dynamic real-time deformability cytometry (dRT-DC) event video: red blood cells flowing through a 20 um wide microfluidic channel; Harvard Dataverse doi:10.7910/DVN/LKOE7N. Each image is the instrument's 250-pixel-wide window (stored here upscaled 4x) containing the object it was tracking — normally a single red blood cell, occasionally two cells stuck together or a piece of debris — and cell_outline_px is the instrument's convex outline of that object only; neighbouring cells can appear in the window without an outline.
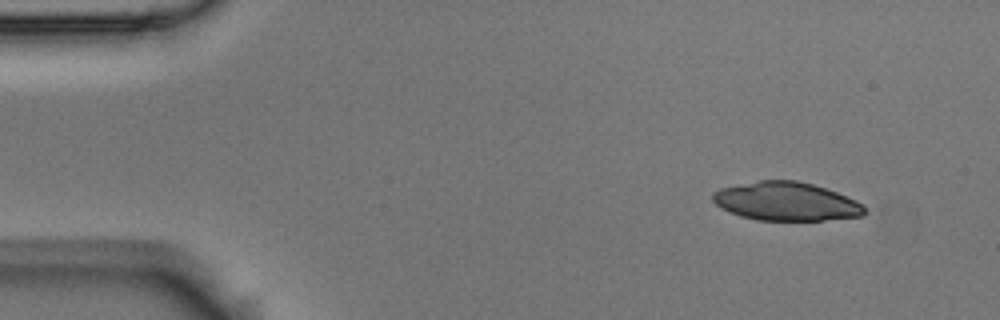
{"species": "Egyptian fruit bat (a non-hibernating species)", "species_latin": "Rousettus aegyptiacus", "temperature_condition": "room temperature", "stored_images_in_passage": 51, "camera_frame_rate_fps": 3000, "um_per_image_px": 0.085, "animal": {"sex": "male"}, "frame": {"image": 1, "passage_image": 1, "time_ms": 0.0, "image_size_px": [1000, 320], "cell_outline_px": [[864, 212], [860, 216], [824, 220], [756, 220], [740, 216], [720, 208], [712, 200], [712, 192], [720, 188], [760, 180], [796, 180], [812, 184], [836, 192], [856, 200], [864, 204]], "centroid_in_image_um": [66.78, 17.12], "position_along_channel_um": 18.2, "area_um2": 33.99}}